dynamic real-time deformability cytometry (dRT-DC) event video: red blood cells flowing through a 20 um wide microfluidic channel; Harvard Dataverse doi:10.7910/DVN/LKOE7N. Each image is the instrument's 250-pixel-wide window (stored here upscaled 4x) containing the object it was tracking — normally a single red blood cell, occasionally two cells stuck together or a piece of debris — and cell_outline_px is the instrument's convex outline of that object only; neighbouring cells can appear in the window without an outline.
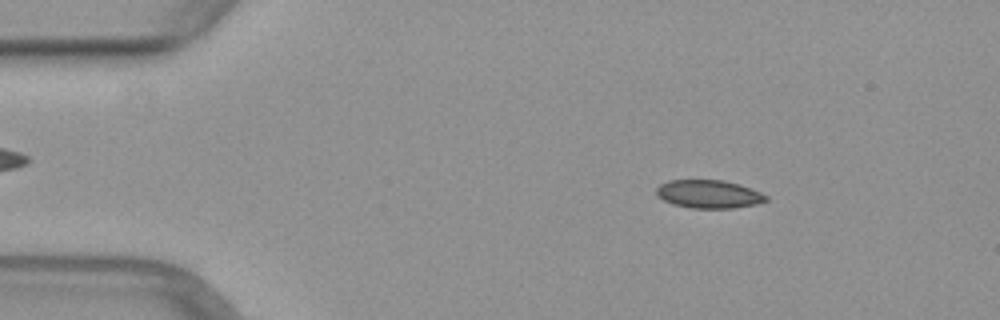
{"species": "common noctule bat (a hibernating species)", "species_latin": "Nyctalus noctula", "temperature_condition": "warm", "stored_images_in_passage": 49, "camera_frame_rate_fps": 3000, "um_per_image_px": 0.085, "animal": {"sex": "female", "body_mass_g": 29.2, "forearm_length_mm": 56.3}, "frame": {"image": 1, "passage_image": 7, "time_ms": 2.0, "image_size_px": [1000, 320], "cell_outline_px": [[768, 200], [756, 204], [732, 208], [688, 208], [672, 204], [664, 200], [656, 192], [656, 188], [660, 184], [668, 180], [724, 180], [740, 184], [752, 188], [768, 196]], "centroid_in_image_um": [60.26, 16.49], "position_along_channel_um": 24.7, "area_um2": 18.09}}
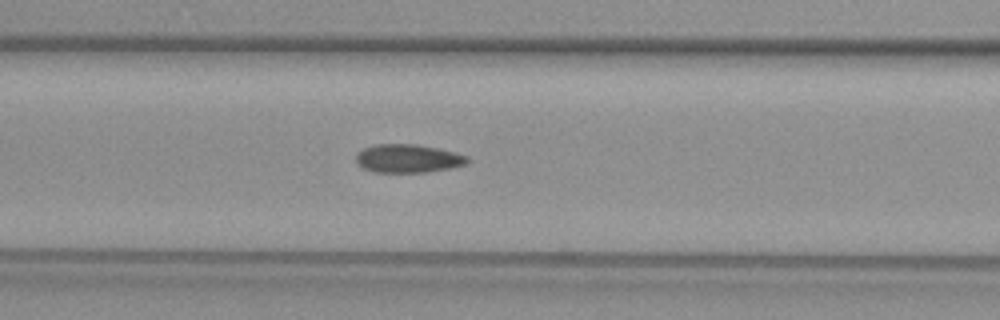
{"frame": {"image": 2, "passage_image": 20, "time_ms": 6.333, "image_size_px": [1000, 320], "cell_outline_px": [[468, 160], [464, 164], [448, 168], [424, 172], [376, 172], [364, 168], [356, 160], [356, 152], [364, 148], [376, 144], [416, 144], [456, 152], [468, 156]], "centroid_in_image_um": [34.66, 13.46], "position_along_channel_um": 131.9, "area_um2": 18.15}}
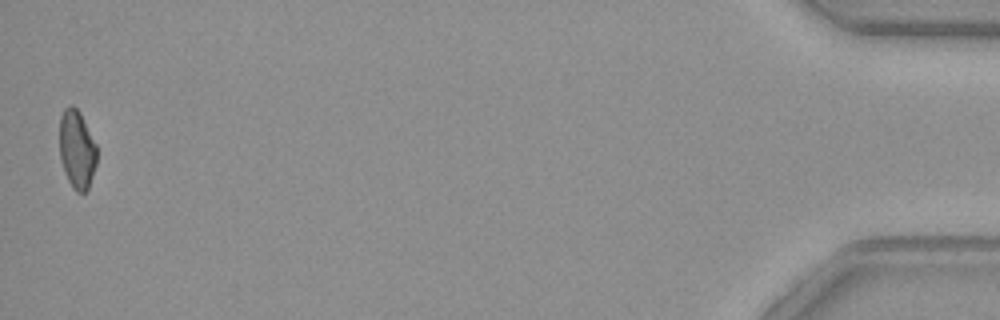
{"frame": {"image": 3, "passage_image": 49, "time_ms": 16.0, "image_size_px": [1000, 320], "cell_outline_px": [[96, 164], [88, 188], [84, 192], [76, 192], [72, 188], [64, 172], [60, 160], [60, 116], [64, 108], [72, 104], [80, 112], [96, 144]], "centroid_in_image_um": [6.52, 12.69], "position_along_channel_um": 428.7, "area_um2": 17.05}}